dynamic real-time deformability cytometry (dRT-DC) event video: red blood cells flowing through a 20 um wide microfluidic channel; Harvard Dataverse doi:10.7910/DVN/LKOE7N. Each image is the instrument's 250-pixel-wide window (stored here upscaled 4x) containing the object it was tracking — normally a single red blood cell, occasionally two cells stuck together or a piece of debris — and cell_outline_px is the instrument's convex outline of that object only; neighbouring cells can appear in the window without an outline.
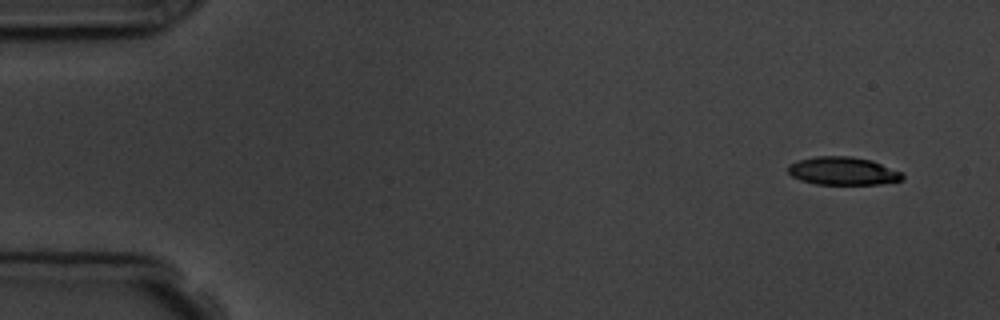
{"species": "common noctule bat (a hibernating species)", "species_latin": "Nyctalus noctula", "temperature_condition": "room temperature", "stored_images_in_passage": 4, "camera_frame_rate_fps": 3000, "um_per_image_px": 0.085, "animal": {"sex": "male", "body_mass_g": 19.5, "forearm_length_mm": 54.6}, "frame": {"image": 1, "passage_image": 1, "time_ms": 0.0, "image_size_px": [1000, 320], "cell_outline_px": [[904, 180], [880, 184], [816, 184], [800, 180], [792, 176], [788, 172], [788, 164], [796, 160], [816, 156], [852, 156], [872, 160], [904, 172]], "centroid_in_image_um": [71.67, 14.53], "position_along_channel_um": 13.3, "area_um2": 19.02}}